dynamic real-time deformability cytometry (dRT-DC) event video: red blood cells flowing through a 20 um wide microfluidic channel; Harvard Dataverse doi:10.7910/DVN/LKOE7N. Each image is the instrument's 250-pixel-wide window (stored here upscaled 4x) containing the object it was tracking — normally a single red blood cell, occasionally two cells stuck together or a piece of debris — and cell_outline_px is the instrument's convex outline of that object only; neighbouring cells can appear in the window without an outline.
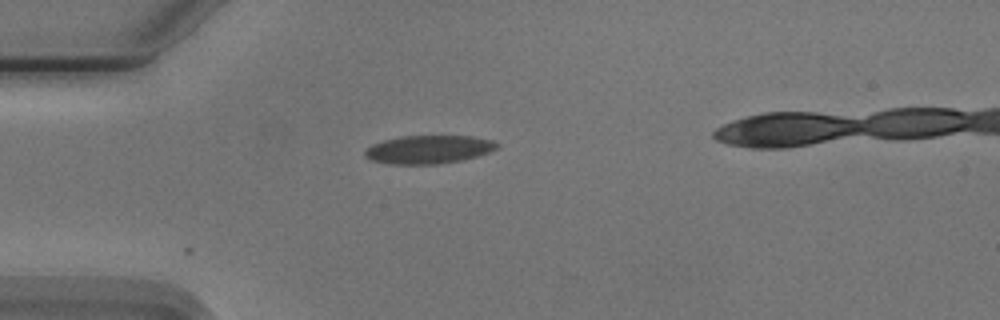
{"species": "Egyptian fruit bat (a non-hibernating species)", "species_latin": "Rousettus aegyptiacus", "temperature_condition": "cold", "stored_images_in_passage": 5, "camera_frame_rate_fps": 3000, "um_per_image_px": 0.085, "animal": {"sex": "male"}, "frame": {"image": 1, "passage_image": 1, "time_ms": 0.0, "image_size_px": [1000, 320], "cell_outline_px": [[500, 148], [464, 160], [440, 164], [388, 164], [372, 160], [364, 156], [364, 152], [372, 144], [384, 140], [400, 136], [472, 136], [492, 140], [500, 144]], "centroid_in_image_um": [36.46, 12.71], "position_along_channel_um": 48.5, "area_um2": 21.91}}
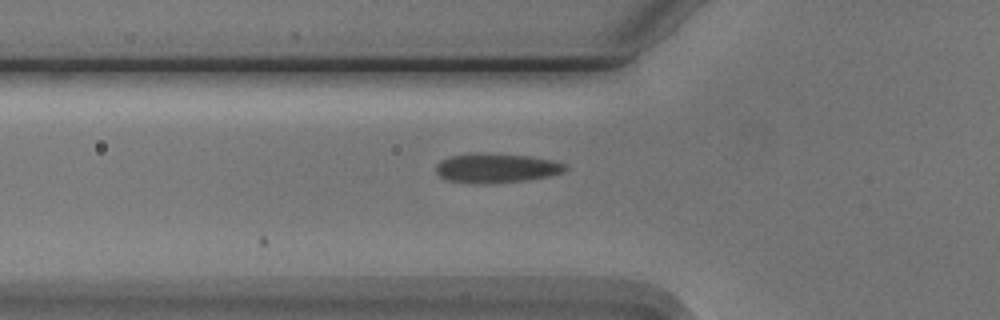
{"frame": {"image": 2, "passage_image": 5, "time_ms": 1.333, "image_size_px": [1000, 320], "cell_outline_px": [[568, 168], [564, 172], [548, 176], [528, 180], [484, 184], [480, 184], [444, 180], [436, 172], [436, 164], [440, 160], [452, 156], [480, 152], [532, 156], [552, 160], [568, 164]], "centroid_in_image_um": [42.2, 14.28], "position_along_channel_um": 83.6, "area_um2": 22.48}}